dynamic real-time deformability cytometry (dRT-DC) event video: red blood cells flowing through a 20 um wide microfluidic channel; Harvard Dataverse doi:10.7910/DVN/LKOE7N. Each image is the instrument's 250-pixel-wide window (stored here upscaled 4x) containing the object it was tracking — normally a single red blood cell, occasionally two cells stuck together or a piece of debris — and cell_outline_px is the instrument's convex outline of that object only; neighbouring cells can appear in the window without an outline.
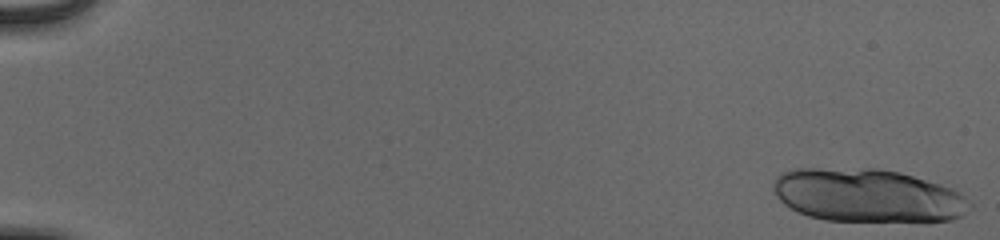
{"species": "human", "species_latin": "Homo sapiens", "temperature_condition": "cold", "stored_images_in_passage": 20, "camera_frame_rate_fps": 3000, "um_per_image_px": 0.085, "donor": {"sex": "male"}, "frame": {"image": 1, "passage_image": 1, "time_ms": 0.0, "image_size_px": [1000, 240], "cell_outline_px": [[972, 208], [960, 216], [952, 220], [924, 224], [824, 220], [808, 216], [796, 212], [784, 204], [776, 196], [772, 188], [772, 184], [776, 176], [784, 172], [796, 168], [876, 168], [900, 172], [940, 184], [952, 188], [960, 192], [972, 204]], "centroid_in_image_um": [73.79, 16.66], "position_along_channel_um": 11.2, "area_um2": 62.89}}